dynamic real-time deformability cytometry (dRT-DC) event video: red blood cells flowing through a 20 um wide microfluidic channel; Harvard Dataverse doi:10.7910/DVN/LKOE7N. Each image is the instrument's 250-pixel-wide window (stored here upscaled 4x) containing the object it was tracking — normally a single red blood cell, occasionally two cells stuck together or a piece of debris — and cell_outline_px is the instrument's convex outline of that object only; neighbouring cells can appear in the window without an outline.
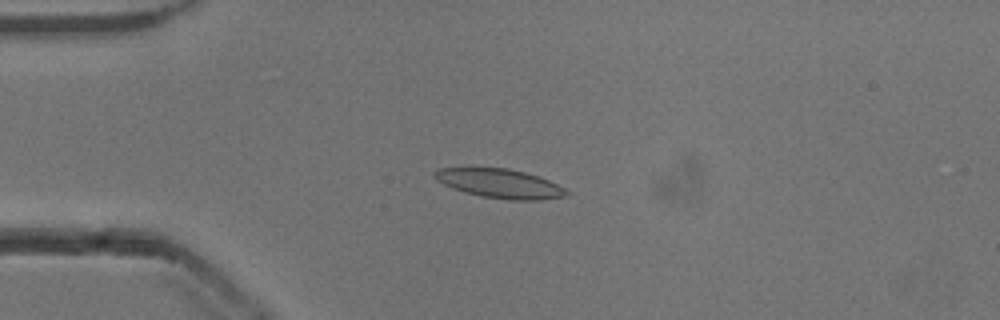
{"species": "common noctule bat (a hibernating species)", "species_latin": "Nyctalus noctula", "temperature_condition": "cold", "stored_images_in_passage": 54, "camera_frame_rate_fps": 3000, "um_per_image_px": 0.085, "animal": {"sex": "male", "body_mass_g": 13.3}, "frame": {"image": 1, "passage_image": 14, "time_ms": 4.333, "image_size_px": [1000, 320], "cell_outline_px": [[572, 192], [568, 196], [540, 200], [512, 200], [480, 196], [464, 192], [452, 188], [436, 180], [432, 176], [432, 172], [436, 168], [508, 168], [524, 172], [548, 180], [568, 188]], "centroid_in_image_um": [42.51, 15.61], "position_along_channel_um": 42.5, "area_um2": 22.66}}
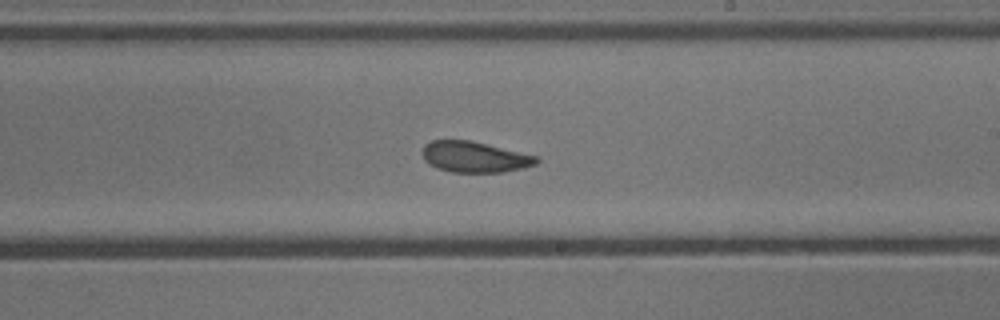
{"frame": {"image": 2, "passage_image": 32, "time_ms": 10.333, "image_size_px": [1000, 320], "cell_outline_px": [[540, 160], [536, 164], [524, 168], [504, 172], [452, 172], [436, 168], [428, 164], [424, 160], [424, 144], [432, 140], [468, 140], [540, 156]], "centroid_in_image_um": [40.38, 13.35], "position_along_channel_um": 248.6, "area_um2": 20.58}}
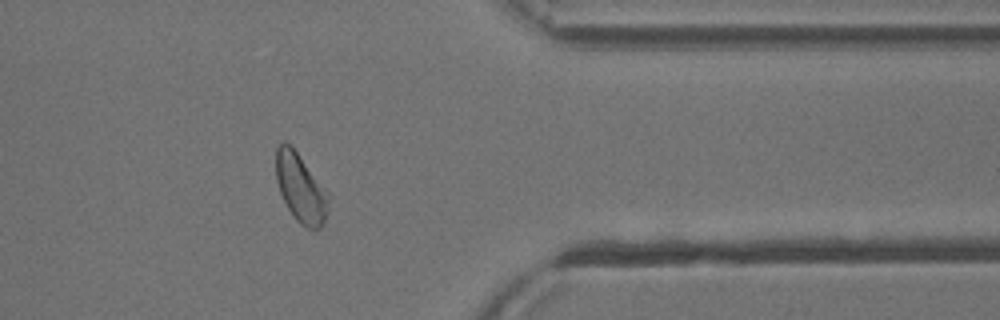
{"frame": {"image": 3, "passage_image": 44, "time_ms": 14.333, "image_size_px": [1000, 320], "cell_outline_px": [[332, 196], [328, 212], [324, 224], [320, 228], [308, 228], [300, 224], [296, 220], [288, 208], [280, 192], [276, 180], [276, 148], [284, 140], [296, 152]], "centroid_in_image_um": [25.6, 16.03], "position_along_channel_um": 385.8, "area_um2": 21.04}, "authors_computed_cell_mechanics": {"area_um2": 21.8773, "velocity_mm_per_s": 3.8243, "shape_relaxation_time_tau1_ms": 3.2661, "shape_relaxation_time_tau2_ms": 2.1967, "deformation_change_tau1": 0.111, "deformation_change_tau2": 0.0778}}